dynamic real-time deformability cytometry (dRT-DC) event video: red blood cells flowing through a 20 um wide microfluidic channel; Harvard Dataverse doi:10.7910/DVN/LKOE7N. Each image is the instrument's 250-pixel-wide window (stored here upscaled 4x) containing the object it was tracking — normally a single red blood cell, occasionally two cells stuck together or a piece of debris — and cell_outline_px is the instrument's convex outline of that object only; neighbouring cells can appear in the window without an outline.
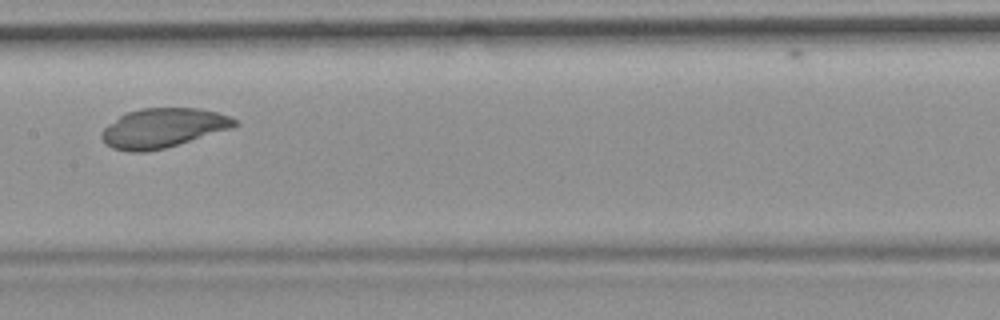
{"species": "common noctule bat (a hibernating species)", "species_latin": "Nyctalus noctula", "temperature_condition": "room temperature", "stored_images_in_passage": 49, "camera_frame_rate_fps": 3000, "um_per_image_px": 0.085, "animal": {"sex": "female", "body_mass_g": 19.9}, "frame": {"image": 1, "passage_image": 22, "time_ms": 7.0, "image_size_px": [1000, 320], "cell_outline_px": [[240, 124], [232, 128], [164, 148], [148, 152], [128, 152], [112, 148], [104, 144], [100, 136], [100, 132], [108, 124], [124, 112], [140, 108], [200, 108], [232, 116]], "centroid_in_image_um": [13.81, 10.87], "position_along_channel_um": 193.6, "area_um2": 30.81}}